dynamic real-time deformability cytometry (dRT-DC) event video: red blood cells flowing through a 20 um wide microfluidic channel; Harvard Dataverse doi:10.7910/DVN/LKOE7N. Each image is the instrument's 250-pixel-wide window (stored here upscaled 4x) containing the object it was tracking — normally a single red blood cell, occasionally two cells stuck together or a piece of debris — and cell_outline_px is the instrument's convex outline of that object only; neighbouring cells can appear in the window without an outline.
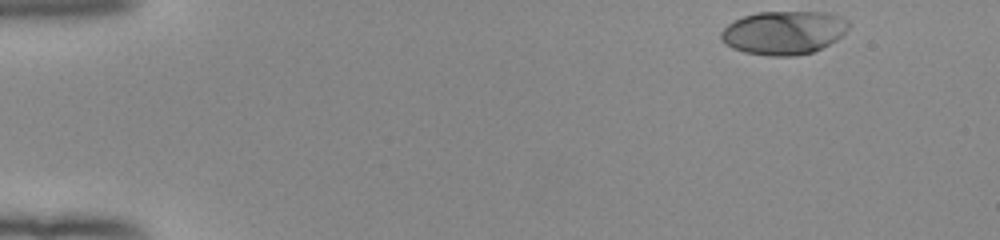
{"species": "human", "species_latin": "Homo sapiens", "temperature_condition": "room temperature", "stored_images_in_passage": 48, "camera_frame_rate_fps": 3000, "um_per_image_px": 0.085, "donor": {"sex": "female"}, "frame": {"image": 1, "passage_image": 1, "time_ms": 0.0, "image_size_px": [1000, 240], "cell_outline_px": [[848, 28], [836, 40], [812, 52], [792, 56], [768, 56], [744, 52], [732, 48], [724, 44], [720, 40], [720, 32], [728, 24], [744, 16], [756, 12], [828, 12], [848, 20]], "centroid_in_image_um": [66.58, 2.77], "position_along_channel_um": 18.4, "area_um2": 32.31}}
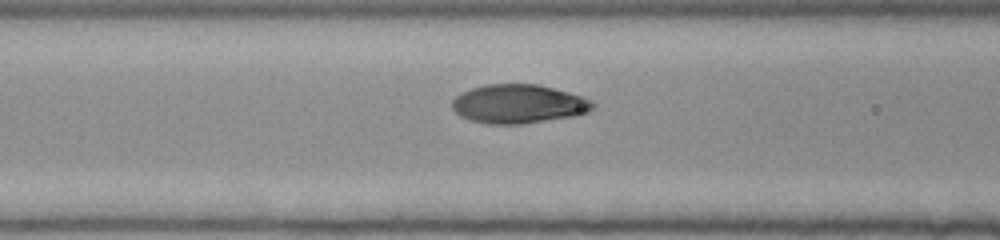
{"frame": {"image": 2, "passage_image": 18, "time_ms": 5.667, "image_size_px": [1000, 240], "cell_outline_px": [[596, 104], [588, 112], [576, 116], [520, 124], [488, 124], [468, 120], [460, 116], [452, 108], [452, 100], [456, 96], [472, 88], [484, 84], [536, 84], [584, 96], [592, 100]], "centroid_in_image_um": [44.08, 8.84], "position_along_channel_um": 122.5, "area_um2": 31.96}}
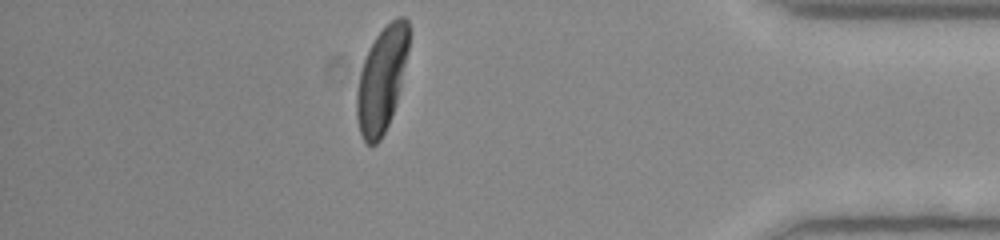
{"frame": {"image": 3, "passage_image": 42, "time_ms": 13.667, "image_size_px": [1000, 240], "cell_outline_px": [[408, 52], [396, 104], [388, 124], [380, 140], [376, 144], [364, 144], [360, 132], [356, 116], [356, 92], [360, 72], [368, 48], [376, 36], [396, 16], [404, 16], [408, 20]], "centroid_in_image_um": [32.43, 6.77], "position_along_channel_um": 402.8, "area_um2": 31.67}, "authors_computed_cell_mechanics": {"area_um2": 31.8478, "velocity_mm_per_s": 3.9309, "shape_relaxation_time_tau1_ms": 2.8615, "shape_relaxation_time_tau2_ms": null, "deformation_change_tau1": 0.1927, "deformation_change_tau2": null}}